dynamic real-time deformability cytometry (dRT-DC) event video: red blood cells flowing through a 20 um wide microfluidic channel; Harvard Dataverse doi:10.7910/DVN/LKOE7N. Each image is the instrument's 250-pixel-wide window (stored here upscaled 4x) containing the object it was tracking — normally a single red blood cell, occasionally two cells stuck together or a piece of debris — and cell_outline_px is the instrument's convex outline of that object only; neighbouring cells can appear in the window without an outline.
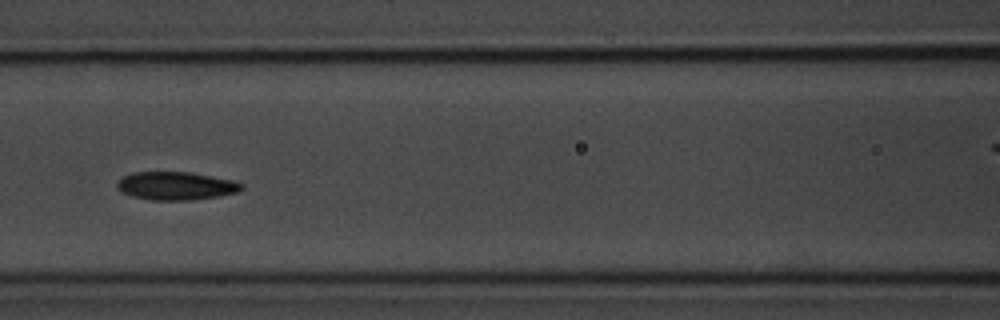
{"species": "common noctule bat (a hibernating species)", "species_latin": "Nyctalus noctula", "temperature_condition": "room temperature", "stored_images_in_passage": 9, "camera_frame_rate_fps": 3000, "um_per_image_px": 0.085, "animal": {"sex": "male", "body_mass_g": 20.1, "forearm_length_mm": 53.5}, "frame": {"image": 1, "passage_image": 7, "time_ms": 7.667, "image_size_px": [1000, 320], "cell_outline_px": [[244, 188], [240, 192], [220, 196], [192, 200], [152, 200], [132, 196], [116, 188], [116, 184], [124, 176], [132, 172], [188, 172], [232, 180], [244, 184]], "centroid_in_image_um": [14.99, 15.8], "position_along_channel_um": 151.6, "area_um2": 20.4}}
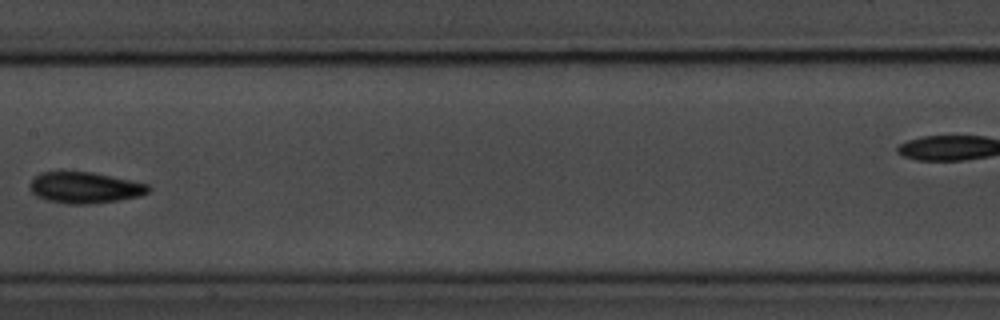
{"frame": {"image": 2, "passage_image": 8, "time_ms": 9.0, "image_size_px": [1000, 320], "cell_outline_px": [[152, 188], [148, 192], [140, 196], [116, 200], [88, 204], [64, 204], [48, 200], [36, 196], [28, 188], [28, 184], [40, 172], [60, 168], [92, 172], [148, 184]], "centroid_in_image_um": [7.12, 15.9], "position_along_channel_um": 200.3, "area_um2": 22.2}}